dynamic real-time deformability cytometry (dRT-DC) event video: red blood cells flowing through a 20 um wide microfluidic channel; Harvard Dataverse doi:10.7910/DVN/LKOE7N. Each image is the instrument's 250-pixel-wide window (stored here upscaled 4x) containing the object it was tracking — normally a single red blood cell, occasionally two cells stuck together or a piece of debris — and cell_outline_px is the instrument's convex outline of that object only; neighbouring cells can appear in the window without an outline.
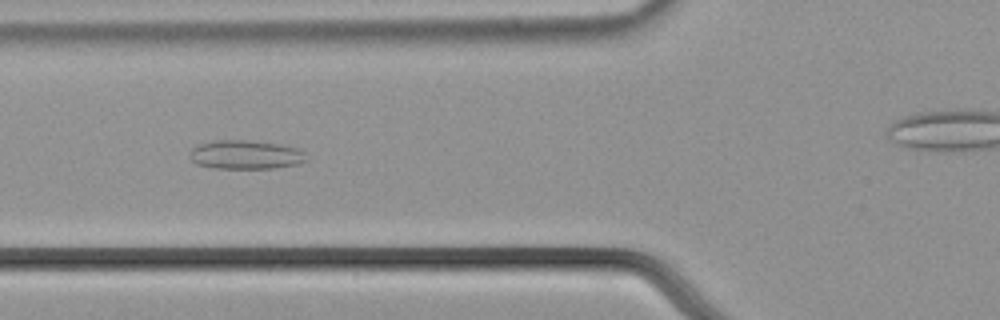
{"species": "common noctule bat (a hibernating species)", "species_latin": "Nyctalus noctula", "temperature_condition": "cold", "stored_images_in_passage": 41, "camera_frame_rate_fps": 3000, "um_per_image_px": 0.085, "animal": {"sex": "male", "body_mass_g": 21.5, "forearm_length_mm": 52.0}, "frame": {"image": 1, "passage_image": 14, "time_ms": 4.333, "image_size_px": [1000, 320], "cell_outline_px": [[308, 160], [300, 164], [276, 168], [212, 168], [196, 164], [188, 156], [192, 148], [200, 144], [216, 140], [248, 140], [280, 144], [300, 148], [304, 152]], "centroid_in_image_um": [20.91, 13.15], "position_along_channel_um": 104.9, "area_um2": 19.88}}
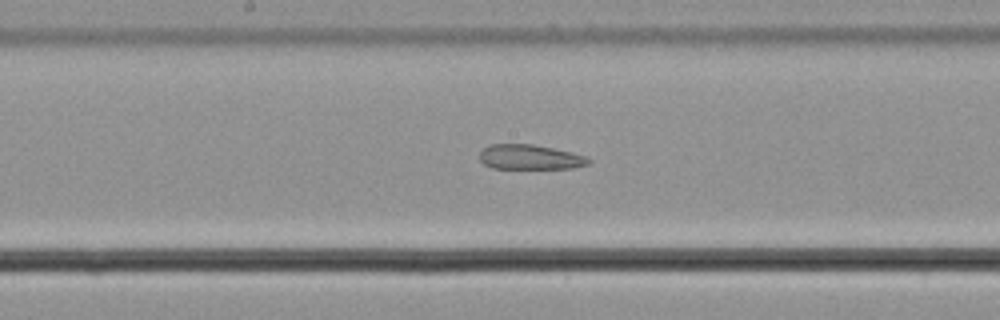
{"frame": {"image": 2, "passage_image": 22, "time_ms": 7.0, "image_size_px": [1000, 320], "cell_outline_px": [[592, 164], [572, 168], [492, 168], [484, 164], [480, 160], [480, 152], [484, 148], [492, 144], [532, 144], [572, 152], [588, 156], [592, 160]], "centroid_in_image_um": [45.11, 13.36], "position_along_channel_um": 203.1, "area_um2": 15.84}}
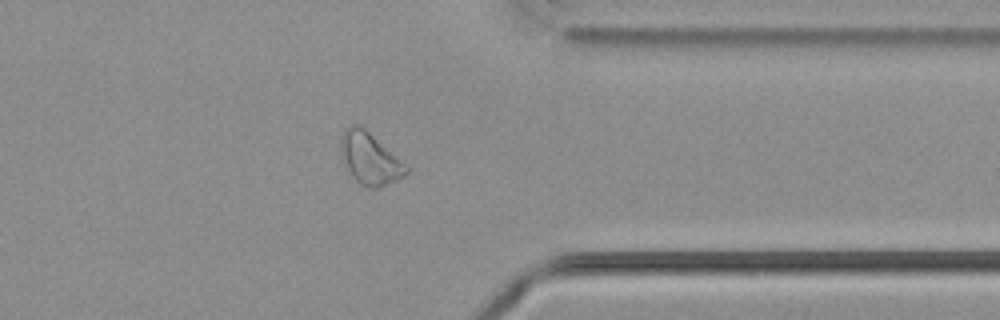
{"frame": {"image": 3, "passage_image": 37, "time_ms": 12.0, "image_size_px": [1000, 320], "cell_outline_px": [[412, 168], [404, 176], [396, 180], [376, 188], [372, 188], [360, 184], [352, 176], [348, 168], [340, 148], [340, 140], [344, 128], [352, 124], [356, 124], [364, 128]], "centroid_in_image_um": [31.47, 13.46], "position_along_channel_um": 379.9, "area_um2": 19.54}}